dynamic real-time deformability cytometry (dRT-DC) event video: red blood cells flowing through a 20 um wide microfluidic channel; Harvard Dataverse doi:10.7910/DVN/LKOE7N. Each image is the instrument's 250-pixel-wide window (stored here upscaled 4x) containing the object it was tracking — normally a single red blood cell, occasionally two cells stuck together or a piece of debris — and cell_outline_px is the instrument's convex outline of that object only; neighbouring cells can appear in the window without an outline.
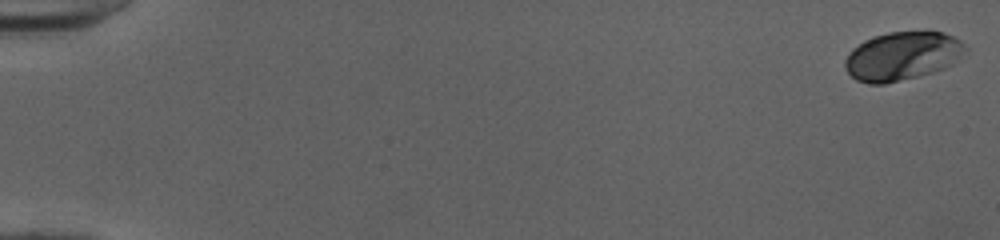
{"species": "human", "species_latin": "Homo sapiens", "temperature_condition": "cold", "stored_images_in_passage": 52, "camera_frame_rate_fps": 3000, "um_per_image_px": 0.085, "donor": {"sex": "female"}, "frame": {"image": 1, "passage_image": 1, "time_ms": 0.0, "image_size_px": [1000, 240], "cell_outline_px": [[968, 48], [952, 64], [944, 68], [920, 76], [884, 84], [868, 84], [856, 80], [844, 68], [844, 60], [848, 52], [852, 48], [864, 40], [872, 36], [888, 32], [944, 32], [960, 40]], "centroid_in_image_um": [76.65, 4.77], "position_along_channel_um": 8.3, "area_um2": 34.16}}
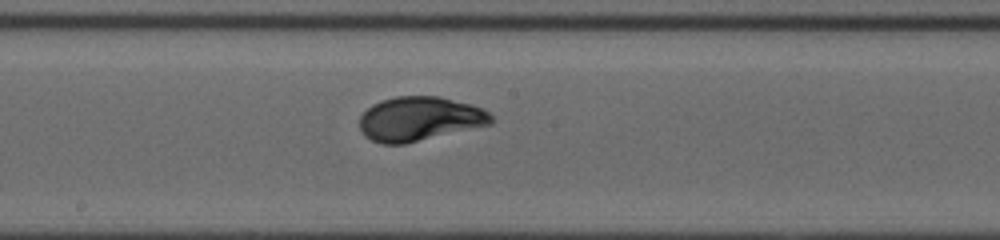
{"frame": {"image": 2, "passage_image": 30, "time_ms": 9.667, "image_size_px": [1000, 240], "cell_outline_px": [[496, 120], [492, 124], [404, 144], [380, 144], [364, 136], [360, 132], [360, 116], [372, 104], [380, 100], [396, 96], [440, 96], [472, 104], [484, 108]], "centroid_in_image_um": [35.68, 10.1], "position_along_channel_um": 212.5, "area_um2": 34.28}}
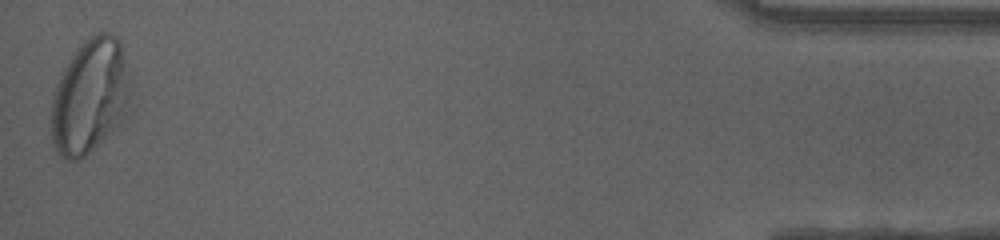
{"frame": {"image": 3, "passage_image": 52, "time_ms": 17.0, "image_size_px": [1000, 240], "cell_outline_px": [[132, 112], [120, 124], [84, 156], [76, 160], [68, 160], [60, 156], [56, 152], [52, 140], [52, 96], [56, 84], [68, 60], [76, 48], [84, 40], [96, 32], [108, 32], [116, 36], [120, 40], [128, 72]], "centroid_in_image_um": [7.68, 8.17], "position_along_channel_um": 427.5, "area_um2": 53.47}, "authors_computed_cell_mechanics": {"area_um2": 33.6685, "velocity_mm_per_s": 4.0048, "shape_relaxation_time_tau1_ms": 2.6306, "shape_relaxation_time_tau2_ms": null, "deformation_change_tau1": 0.1478, "deformation_change_tau2": null}}